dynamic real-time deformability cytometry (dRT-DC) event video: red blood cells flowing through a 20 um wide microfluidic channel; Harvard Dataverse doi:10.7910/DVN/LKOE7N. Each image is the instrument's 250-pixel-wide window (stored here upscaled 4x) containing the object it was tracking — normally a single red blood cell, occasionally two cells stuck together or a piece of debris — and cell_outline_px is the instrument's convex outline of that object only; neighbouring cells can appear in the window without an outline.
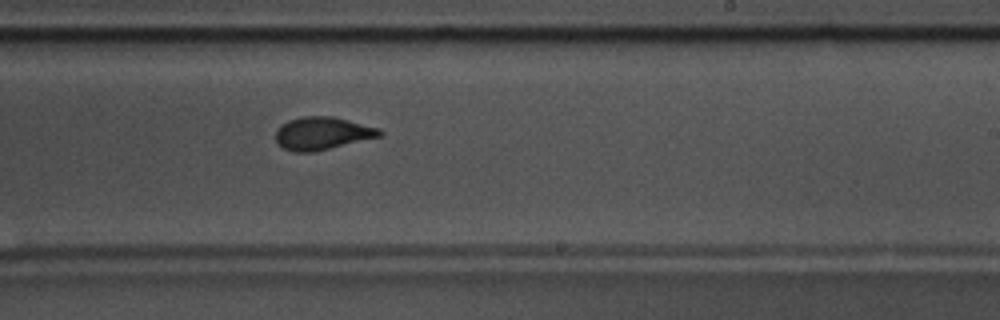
{"species": "common noctule bat (a hibernating species)", "species_latin": "Nyctalus noctula", "temperature_condition": "warm", "stored_images_in_passage": 53, "camera_frame_rate_fps": 3000, "um_per_image_px": 0.085, "animal": {"sex": "male", "body_mass_g": 17.5, "forearm_length_mm": 52.3}, "frame": {"image": 1, "passage_image": 31, "time_ms": 10.0, "image_size_px": [1000, 320], "cell_outline_px": [[384, 132], [380, 136], [312, 152], [292, 152], [284, 148], [276, 140], [276, 132], [288, 120], [304, 116], [332, 116], [380, 128]], "centroid_in_image_um": [27.41, 11.33], "position_along_channel_um": 261.6, "area_um2": 19.48}, "authors_computed_cell_mechanics": {"area_um2": 19.5942, "velocity_mm_per_s": 3.649, "shape_relaxation_time_tau1_ms": 4.1346, "shape_relaxation_time_tau2_ms": 1.1212, "deformation_change_tau1": 0.1556, "deformation_change_tau2": 0.0708}}